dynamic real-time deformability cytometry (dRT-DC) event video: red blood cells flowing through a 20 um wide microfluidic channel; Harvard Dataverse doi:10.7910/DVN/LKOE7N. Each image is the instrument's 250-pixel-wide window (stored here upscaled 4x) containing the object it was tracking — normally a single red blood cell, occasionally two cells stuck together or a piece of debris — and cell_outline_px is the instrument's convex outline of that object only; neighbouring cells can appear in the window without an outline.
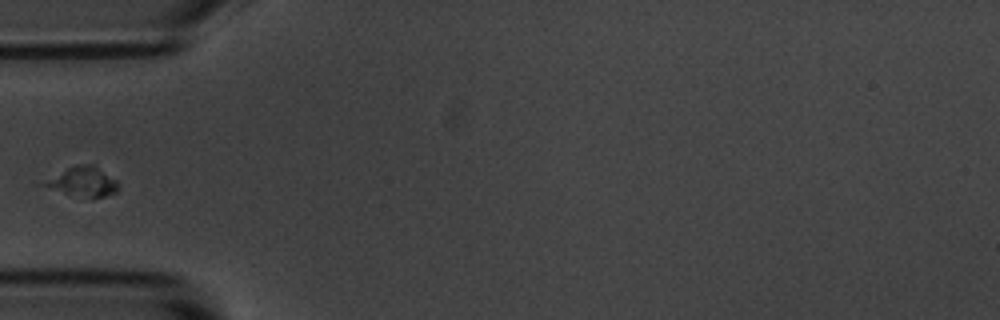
{"species": "common noctule bat (a hibernating species)", "species_latin": "Nyctalus noctula", "temperature_condition": "room temperature", "stored_images_in_passage": 5, "segment_of_instrument_passage": [2, 2], "camera_frame_rate_fps": 3000, "um_per_image_px": 0.085, "animal": {"sex": "male", "body_mass_g": 20.1, "forearm_length_mm": 53.5}, "frame": {"image": 1, "passage_image": 5, "time_ms": 5.333, "image_size_px": [1000, 320], "cell_outline_px": [[120, 184], [116, 192], [92, 200], [64, 192], [44, 184], [68, 168], [76, 164], [92, 164], [116, 180]], "centroid_in_image_um": [7.2, 15.47], "position_along_channel_um": 77.8, "area_um2": 12.08}}